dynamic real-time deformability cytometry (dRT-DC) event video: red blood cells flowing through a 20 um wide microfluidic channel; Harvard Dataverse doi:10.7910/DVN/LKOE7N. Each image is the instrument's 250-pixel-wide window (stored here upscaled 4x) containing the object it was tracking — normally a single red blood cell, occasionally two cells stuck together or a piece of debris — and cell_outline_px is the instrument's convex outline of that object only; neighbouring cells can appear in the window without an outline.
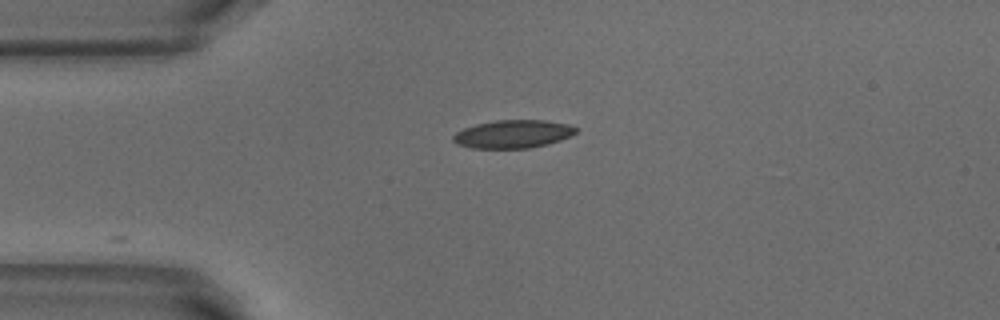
{"species": "common noctule bat (a hibernating species)", "species_latin": "Nyctalus noctula", "temperature_condition": "warm", "stored_images_in_passage": 9, "camera_frame_rate_fps": 3000, "um_per_image_px": 0.085, "animal": {"sex": "male", "body_mass_g": 18.8}, "frame": {"image": 1, "passage_image": 1, "time_ms": 0.0, "image_size_px": [1000, 320], "cell_outline_px": [[580, 128], [572, 136], [548, 144], [528, 148], [472, 148], [456, 144], [452, 140], [452, 136], [456, 132], [464, 128], [476, 124], [496, 120], [544, 120], [568, 124]], "centroid_in_image_um": [43.62, 11.39], "position_along_channel_um": 41.4, "area_um2": 20.23}}
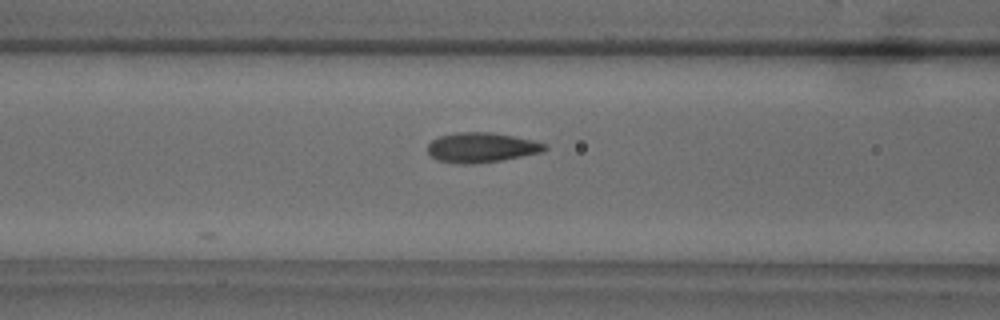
{"frame": {"image": 2, "passage_image": 9, "time_ms": 2.667, "image_size_px": [1000, 320], "cell_outline_px": [[548, 148], [540, 152], [500, 160], [472, 164], [456, 164], [436, 160], [428, 152], [428, 144], [432, 140], [440, 136], [456, 132], [492, 132], [532, 140], [544, 144]], "centroid_in_image_um": [40.86, 12.54], "position_along_channel_um": 125.7, "area_um2": 20.17}}